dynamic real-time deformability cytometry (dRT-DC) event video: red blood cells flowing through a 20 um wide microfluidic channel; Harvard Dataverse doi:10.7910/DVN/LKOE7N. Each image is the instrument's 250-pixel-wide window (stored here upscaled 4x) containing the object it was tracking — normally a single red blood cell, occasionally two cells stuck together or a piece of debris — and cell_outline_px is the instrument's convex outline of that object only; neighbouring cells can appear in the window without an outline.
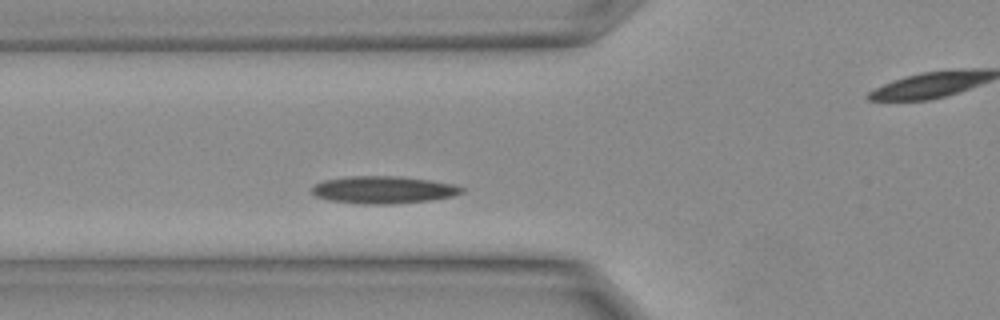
{"species": "Egyptian fruit bat (a non-hibernating species)", "species_latin": "Rousettus aegyptiacus", "temperature_condition": "warm", "stored_images_in_passage": 7, "camera_frame_rate_fps": 3000, "um_per_image_px": 0.085, "animal": {"sex": "female"}, "frame": {"image": 1, "passage_image": 4, "time_ms": 1.0, "image_size_px": [1000, 320], "cell_outline_px": [[464, 192], [452, 196], [428, 200], [392, 204], [360, 204], [328, 200], [316, 196], [312, 192], [312, 188], [316, 184], [324, 180], [352, 176], [396, 176], [428, 180], [452, 184], [464, 188]], "centroid_in_image_um": [32.57, 16.14], "position_along_channel_um": 93.2, "area_um2": 23.64}}